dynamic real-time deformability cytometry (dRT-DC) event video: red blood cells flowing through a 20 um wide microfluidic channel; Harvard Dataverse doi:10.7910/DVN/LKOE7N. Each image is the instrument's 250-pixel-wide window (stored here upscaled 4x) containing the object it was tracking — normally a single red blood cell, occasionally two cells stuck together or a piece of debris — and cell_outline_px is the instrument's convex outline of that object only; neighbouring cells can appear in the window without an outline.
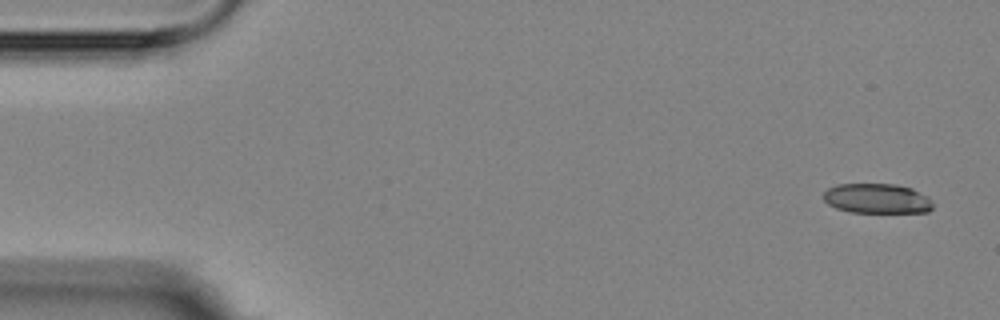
{"species": "Egyptian fruit bat (a non-hibernating species)", "species_latin": "Rousettus aegyptiacus", "temperature_condition": "room temperature", "stored_images_in_passage": 4, "camera_frame_rate_fps": 3000, "um_per_image_px": 0.085, "animal": {"sex": "female"}, "frame": {"image": 1, "passage_image": 1, "time_ms": 0.0, "image_size_px": [1000, 320], "cell_outline_px": [[932, 208], [928, 212], [852, 212], [836, 208], [828, 204], [824, 200], [824, 192], [828, 188], [836, 184], [896, 184], [912, 188], [928, 196], [932, 204]], "centroid_in_image_um": [74.54, 16.87], "position_along_channel_um": 10.5, "area_um2": 19.02}}